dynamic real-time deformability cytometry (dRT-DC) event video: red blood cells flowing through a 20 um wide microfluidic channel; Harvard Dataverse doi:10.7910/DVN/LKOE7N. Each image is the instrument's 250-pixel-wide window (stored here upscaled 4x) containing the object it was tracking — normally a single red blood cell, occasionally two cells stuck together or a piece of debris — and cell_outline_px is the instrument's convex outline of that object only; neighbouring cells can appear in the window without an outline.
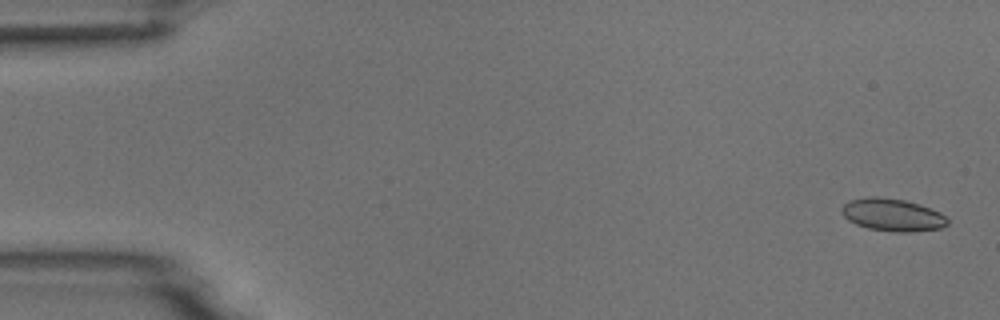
{"species": "common noctule bat (a hibernating species)", "species_latin": "Nyctalus noctula", "temperature_condition": "room temperature", "stored_images_in_passage": 5, "camera_frame_rate_fps": 3000, "um_per_image_px": 0.085, "animal": {"sex": "male", "body_mass_g": 18.8}, "frame": {"image": 1, "passage_image": 1, "time_ms": 0.0, "image_size_px": [1000, 320], "cell_outline_px": [[948, 224], [940, 228], [912, 232], [896, 232], [868, 228], [856, 224], [848, 220], [840, 212], [840, 208], [848, 200], [868, 196], [876, 196], [904, 200], [920, 204], [940, 212], [948, 220]], "centroid_in_image_um": [75.83, 18.25], "position_along_channel_um": 9.2, "area_um2": 20.17}}
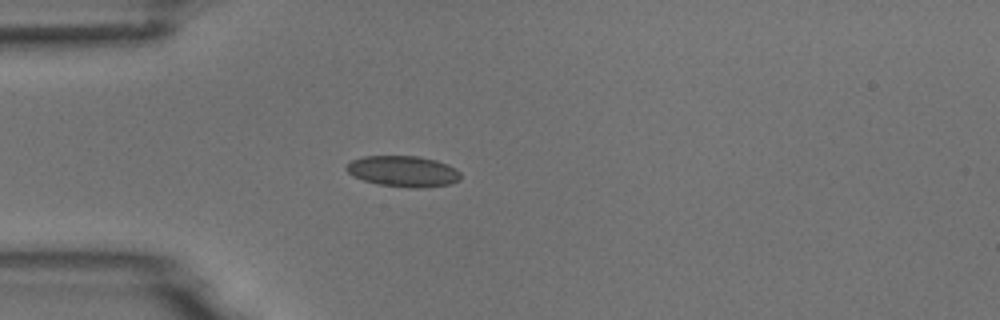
{"frame": {"image": 2, "passage_image": 4, "time_ms": 4.333, "image_size_px": [1000, 320], "cell_outline_px": [[460, 180], [448, 184], [424, 188], [408, 188], [380, 184], [364, 180], [352, 176], [344, 168], [352, 160], [364, 156], [420, 156], [436, 160], [448, 164], [456, 168], [460, 172]], "centroid_in_image_um": [34.29, 14.56], "position_along_channel_um": 50.7, "area_um2": 20.69}}